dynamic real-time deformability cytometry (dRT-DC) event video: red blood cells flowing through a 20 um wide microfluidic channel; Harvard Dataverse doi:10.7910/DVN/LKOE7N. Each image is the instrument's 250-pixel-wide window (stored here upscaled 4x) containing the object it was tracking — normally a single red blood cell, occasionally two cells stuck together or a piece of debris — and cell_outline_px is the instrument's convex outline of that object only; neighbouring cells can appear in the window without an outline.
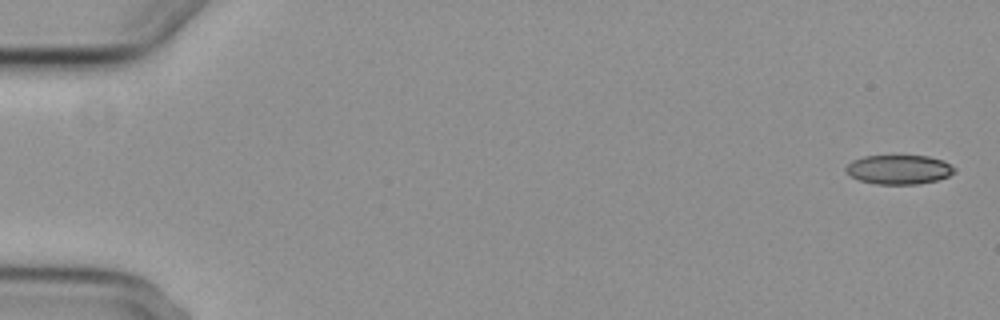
{"species": "common noctule bat (a hibernating species)", "species_latin": "Nyctalus noctula", "temperature_condition": "cold", "stored_images_in_passage": 2, "camera_frame_rate_fps": 3000, "um_per_image_px": 0.085, "animal": {"sex": "female", "body_mass_g": 29.2, "forearm_length_mm": 56.3}, "frame": {"image": 1, "passage_image": 2, "time_ms": 2.0, "image_size_px": [1000, 320], "cell_outline_px": [[956, 172], [948, 176], [936, 180], [920, 184], [876, 184], [860, 180], [852, 176], [844, 168], [852, 160], [864, 156], [928, 156], [944, 160], [956, 168]], "centroid_in_image_um": [76.44, 14.41], "position_along_channel_um": 8.6, "area_um2": 18.5}}